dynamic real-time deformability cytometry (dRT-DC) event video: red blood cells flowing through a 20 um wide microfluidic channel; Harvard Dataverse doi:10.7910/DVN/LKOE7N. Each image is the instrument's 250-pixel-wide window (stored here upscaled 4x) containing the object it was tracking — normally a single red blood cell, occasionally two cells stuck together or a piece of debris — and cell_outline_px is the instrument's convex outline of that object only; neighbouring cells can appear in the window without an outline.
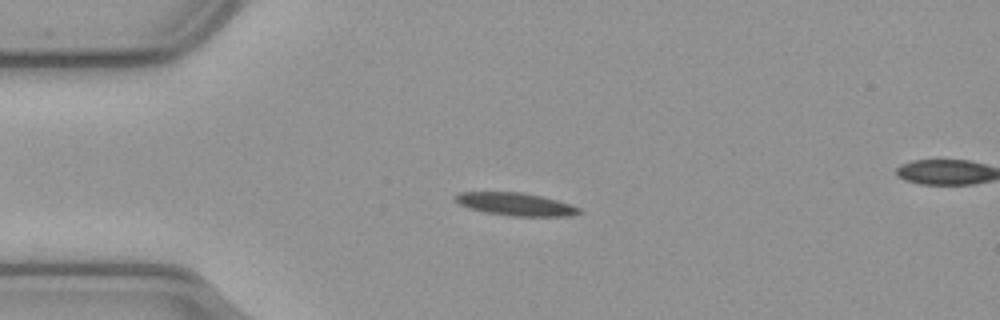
{"species": "common noctule bat (a hibernating species)", "species_latin": "Nyctalus noctula", "temperature_condition": "cold", "stored_images_in_passage": 49, "segment_of_instrument_passage": [1, 2], "camera_frame_rate_fps": 3000, "um_per_image_px": 0.085, "animal": {"sex": "male", "body_mass_g": 23.1, "forearm_length_mm": 52.7}, "frame": {"image": 1, "passage_image": 5, "time_ms": 1.333, "image_size_px": [1000, 320], "cell_outline_px": [[584, 212], [572, 216], [512, 216], [484, 212], [468, 208], [452, 200], [452, 196], [460, 192], [520, 192], [540, 196], [556, 200], [580, 208]], "centroid_in_image_um": [43.78, 17.36], "position_along_channel_um": 41.2, "area_um2": 16.53}}
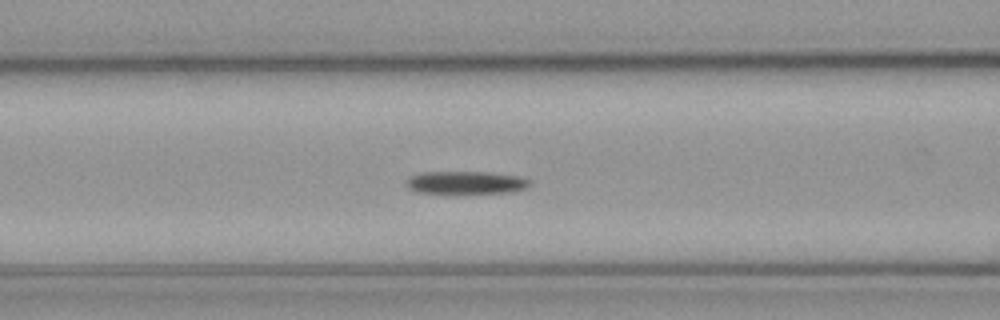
{"frame": {"image": 2, "passage_image": 14, "time_ms": 4.333, "image_size_px": [1000, 320], "cell_outline_px": [[532, 184], [528, 188], [512, 192], [416, 192], [408, 188], [404, 180], [420, 172], [488, 172], [516, 176], [532, 180]], "centroid_in_image_um": [39.62, 15.5], "position_along_channel_um": 127.0, "area_um2": 16.18}}
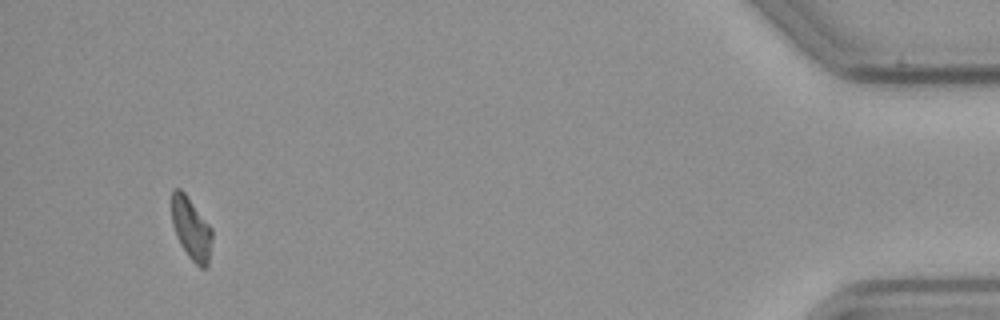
{"frame": {"image": 3, "passage_image": 45, "time_ms": 14.667, "image_size_px": [1000, 320], "cell_outline_px": [[212, 240], [208, 264], [204, 268], [200, 268], [188, 256], [180, 244], [176, 236], [172, 224], [172, 188], [180, 188], [184, 192], [212, 228]], "centroid_in_image_um": [16.25, 19.44], "position_along_channel_um": 419.0, "area_um2": 14.62}}